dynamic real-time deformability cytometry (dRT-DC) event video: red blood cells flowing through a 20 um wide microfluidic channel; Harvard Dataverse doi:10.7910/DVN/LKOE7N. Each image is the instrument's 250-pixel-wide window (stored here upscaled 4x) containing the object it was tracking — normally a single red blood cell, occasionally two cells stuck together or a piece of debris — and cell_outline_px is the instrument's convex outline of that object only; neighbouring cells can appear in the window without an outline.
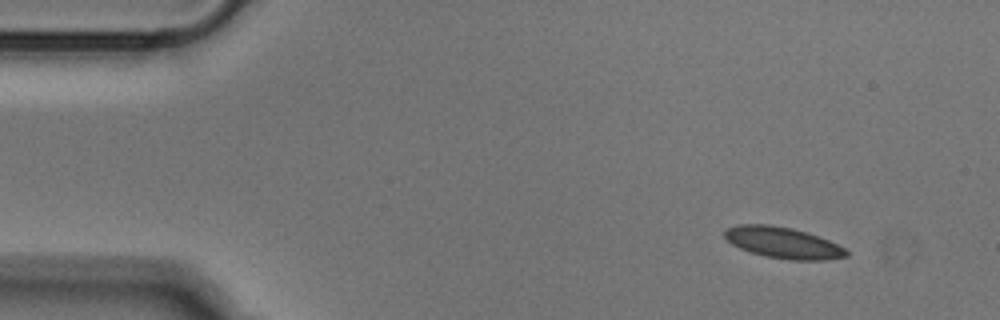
{"species": "Egyptian fruit bat (a non-hibernating species)", "species_latin": "Rousettus aegyptiacus", "temperature_condition": "cold", "stored_images_in_passage": 47, "camera_frame_rate_fps": 3000, "um_per_image_px": 0.085, "animal": {"sex": "male"}, "frame": {"image": 1, "passage_image": 1, "time_ms": 0.0, "image_size_px": [1000, 320], "cell_outline_px": [[848, 256], [824, 260], [788, 260], [764, 256], [740, 248], [732, 244], [724, 236], [724, 232], [728, 228], [740, 224], [768, 224], [792, 228], [808, 232], [828, 240], [844, 248], [848, 252]], "centroid_in_image_um": [66.56, 20.63], "position_along_channel_um": 18.4, "area_um2": 22.02}}
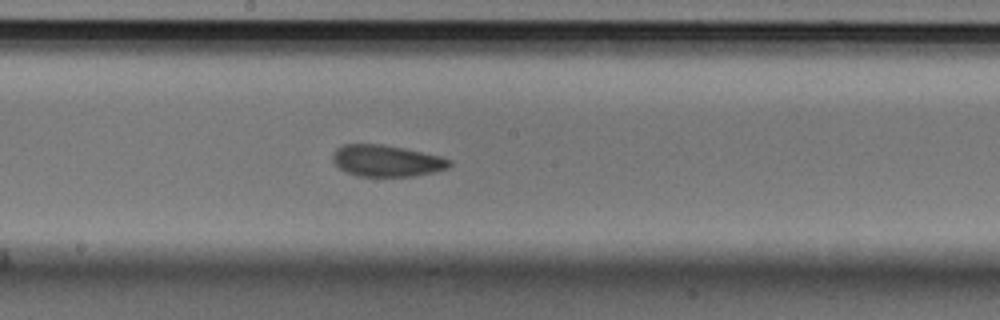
{"frame": {"image": 2, "passage_image": 23, "time_ms": 7.333, "image_size_px": [1000, 320], "cell_outline_px": [[452, 164], [448, 168], [432, 172], [412, 176], [360, 176], [348, 172], [340, 168], [332, 160], [332, 156], [336, 148], [344, 144], [384, 144], [404, 148], [440, 156], [452, 160]], "centroid_in_image_um": [32.87, 13.65], "position_along_channel_um": 215.3, "area_um2": 21.33}}
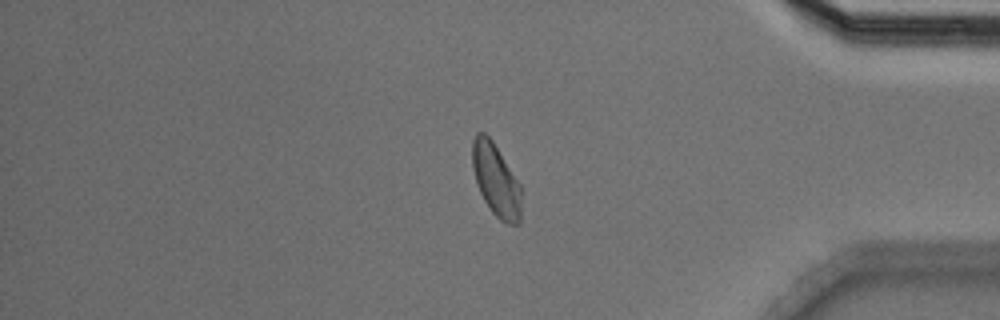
{"frame": {"image": 3, "passage_image": 39, "time_ms": 12.667, "image_size_px": [1000, 320], "cell_outline_px": [[520, 224], [508, 224], [500, 220], [492, 212], [484, 200], [480, 192], [472, 168], [472, 140], [476, 132], [484, 132], [492, 140], [520, 184]], "centroid_in_image_um": [42.14, 15.29], "position_along_channel_um": 393.1, "area_um2": 20.52}}